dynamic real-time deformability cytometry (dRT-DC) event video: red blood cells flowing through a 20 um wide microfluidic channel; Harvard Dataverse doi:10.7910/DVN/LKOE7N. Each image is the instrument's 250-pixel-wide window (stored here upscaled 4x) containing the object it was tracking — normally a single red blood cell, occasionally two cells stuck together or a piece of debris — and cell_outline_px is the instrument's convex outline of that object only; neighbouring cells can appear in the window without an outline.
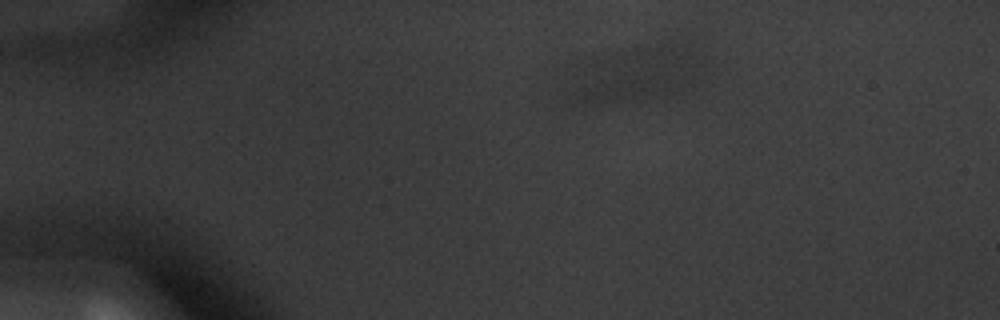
{"species": "common noctule bat (a hibernating species)", "species_latin": "Nyctalus noctula", "temperature_condition": "warm", "stored_images_in_passage": 8, "camera_frame_rate_fps": 3000, "um_per_image_px": 0.085, "animal": {"sex": "male", "body_mass_g": 20.1, "forearm_length_mm": 53.5}, "frame": {"image": 1, "passage_image": 3, "time_ms": 0.667, "image_size_px": [1000, 320], "cell_outline_px": [[692, 56], [676, 92], [596, 104], [592, 104], [576, 96], [580, 88], [636, 48], [664, 40], [688, 40], [692, 52]], "centroid_in_image_um": [54.49, 6.25], "position_along_channel_um": 30.5, "area_um2": 32.43}}